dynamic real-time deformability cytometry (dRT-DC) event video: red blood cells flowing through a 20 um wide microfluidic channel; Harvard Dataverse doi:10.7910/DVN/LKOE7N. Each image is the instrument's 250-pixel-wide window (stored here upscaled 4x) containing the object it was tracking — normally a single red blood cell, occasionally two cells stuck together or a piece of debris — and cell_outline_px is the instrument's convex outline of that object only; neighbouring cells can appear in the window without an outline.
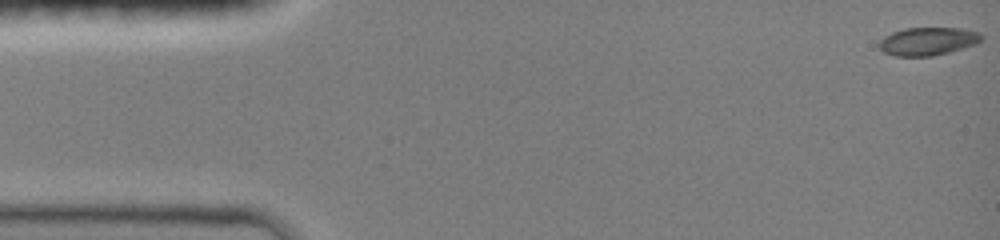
{"species": "common noctule bat (a hibernating species)", "species_latin": "Nyctalus noctula", "temperature_condition": "room temperature", "stored_images_in_passage": 5, "camera_frame_rate_fps": 3000, "um_per_image_px": 0.085, "animal": {"sex": "female", "body_mass_g": 19.0, "forearm_length_mm": 51.5}, "frame": {"image": 1, "passage_image": 1, "time_ms": 0.0, "image_size_px": [1000, 240], "cell_outline_px": [[984, 36], [976, 44], [948, 52], [932, 56], [896, 56], [884, 52], [880, 48], [880, 40], [884, 36], [892, 32], [904, 28], [960, 28], [976, 32]], "centroid_in_image_um": [78.85, 3.5], "position_along_channel_um": 6.2, "area_um2": 16.53}}
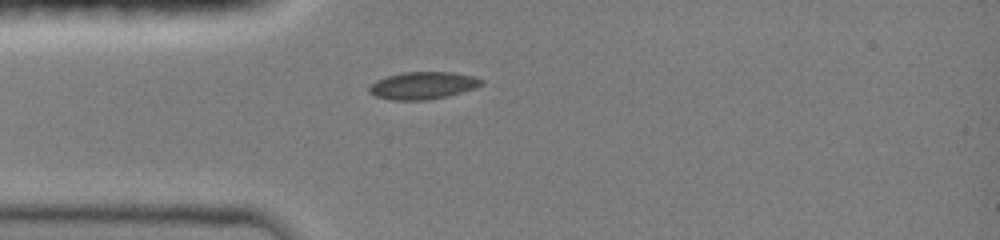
{"frame": {"image": 2, "passage_image": 5, "time_ms": 4.0, "image_size_px": [1000, 240], "cell_outline_px": [[484, 84], [476, 88], [428, 100], [392, 100], [376, 96], [368, 92], [368, 88], [376, 80], [388, 76], [404, 72], [452, 72], [472, 76], [484, 80]], "centroid_in_image_um": [35.94, 7.26], "position_along_channel_um": 49.1, "area_um2": 17.74}}